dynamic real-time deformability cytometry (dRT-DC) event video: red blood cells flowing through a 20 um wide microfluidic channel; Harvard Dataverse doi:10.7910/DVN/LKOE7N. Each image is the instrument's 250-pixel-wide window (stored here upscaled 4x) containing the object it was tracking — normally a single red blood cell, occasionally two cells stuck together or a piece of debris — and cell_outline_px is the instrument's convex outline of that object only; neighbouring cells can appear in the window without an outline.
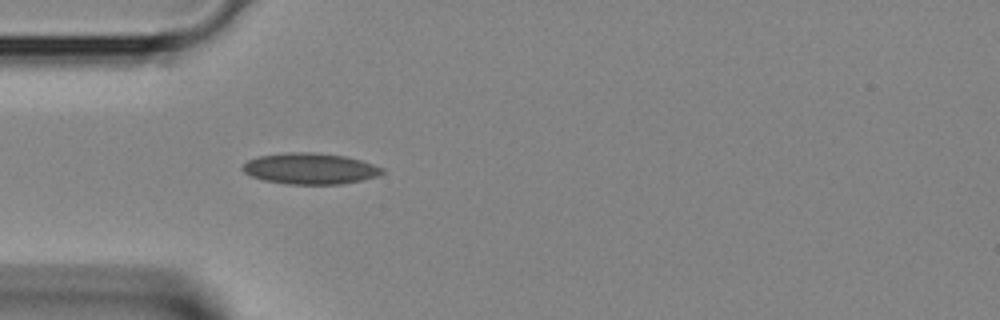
{"species": "Egyptian fruit bat (a non-hibernating species)", "species_latin": "Rousettus aegyptiacus", "temperature_condition": "room temperature", "stored_images_in_passage": 1, "camera_frame_rate_fps": 3000, "um_per_image_px": 0.085, "animal": {"sex": "female"}, "frame": {"image": 1, "passage_image": 1, "time_ms": 0.0, "image_size_px": [1000, 320], "cell_outline_px": [[384, 172], [376, 176], [360, 180], [340, 184], [288, 184], [264, 180], [252, 176], [244, 172], [240, 168], [248, 160], [256, 156], [288, 152], [312, 152], [344, 156], [360, 160], [384, 168]], "centroid_in_image_um": [26.32, 14.32], "position_along_channel_um": 58.7, "area_um2": 25.14}}